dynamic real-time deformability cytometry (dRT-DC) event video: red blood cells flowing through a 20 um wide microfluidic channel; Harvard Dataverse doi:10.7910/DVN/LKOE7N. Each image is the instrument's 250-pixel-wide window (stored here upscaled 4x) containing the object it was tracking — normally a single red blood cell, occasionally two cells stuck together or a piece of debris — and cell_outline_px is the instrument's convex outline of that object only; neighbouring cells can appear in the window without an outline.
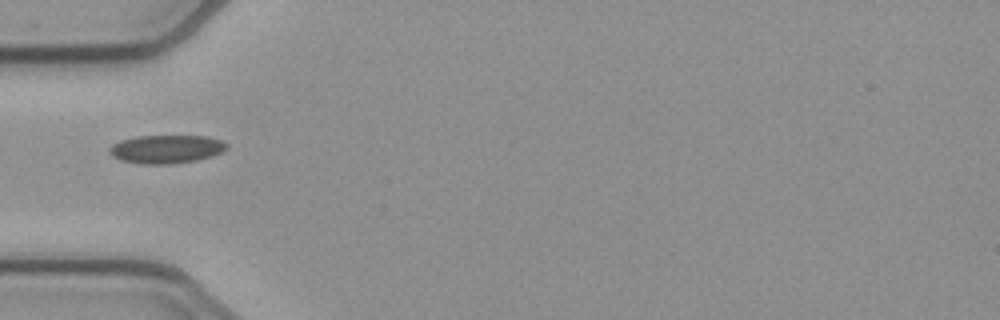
{"species": "common noctule bat (a hibernating species)", "species_latin": "Nyctalus noctula", "temperature_condition": "cold", "stored_images_in_passage": 37, "camera_frame_rate_fps": 3000, "um_per_image_px": 0.085, "animal": {"sex": "female", "body_mass_g": 21.9}, "frame": {"image": 1, "passage_image": 1, "time_ms": 0.0, "image_size_px": [1000, 320], "cell_outline_px": [[228, 148], [212, 156], [196, 160], [168, 164], [140, 164], [120, 160], [112, 156], [108, 152], [108, 148], [112, 144], [120, 140], [136, 136], [208, 136], [220, 140], [228, 144]], "centroid_in_image_um": [14.09, 12.67], "position_along_channel_um": 70.9, "area_um2": 19.48}}
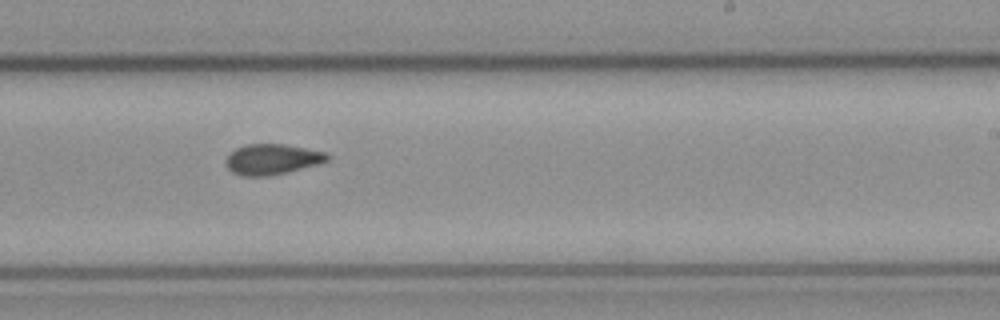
{"frame": {"image": 2, "passage_image": 16, "time_ms": 5.0, "image_size_px": [1000, 320], "cell_outline_px": [[332, 156], [328, 160], [320, 164], [288, 172], [268, 176], [240, 176], [232, 172], [228, 168], [224, 160], [236, 148], [248, 144], [284, 144], [328, 152]], "centroid_in_image_um": [23.18, 13.54], "position_along_channel_um": 265.8, "area_um2": 18.26}}
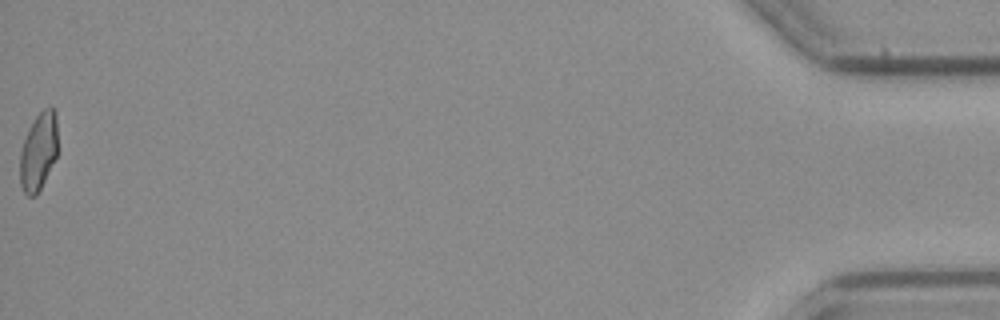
{"frame": {"image": 3, "passage_image": 37, "time_ms": 12.0, "image_size_px": [1000, 320], "cell_outline_px": [[56, 156], [36, 196], [28, 196], [24, 192], [20, 184], [20, 152], [28, 128], [36, 116], [44, 108], [52, 108], [56, 112]], "centroid_in_image_um": [3.24, 12.88], "position_along_channel_um": 432.0, "area_um2": 16.76}, "authors_computed_cell_mechanics": {"area_um2": 18.207, "velocity_mm_per_s": 3.8765, "shape_relaxation_time_tau1_ms": null, "shape_relaxation_time_tau2_ms": 6.9973, "deformation_change_tau1": null, "deformation_change_tau2": 0.0989}}